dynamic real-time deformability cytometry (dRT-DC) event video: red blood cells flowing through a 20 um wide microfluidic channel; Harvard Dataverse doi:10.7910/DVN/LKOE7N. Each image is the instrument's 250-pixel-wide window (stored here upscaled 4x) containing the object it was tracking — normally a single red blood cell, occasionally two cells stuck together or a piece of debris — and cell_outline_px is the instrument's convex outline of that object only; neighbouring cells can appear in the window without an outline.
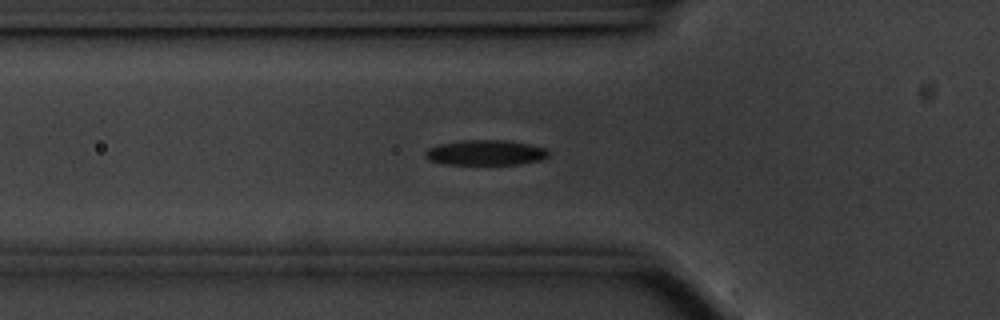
{"species": "common noctule bat (a hibernating species)", "species_latin": "Nyctalus noctula", "temperature_condition": "cold", "stored_images_in_passage": 35, "camera_frame_rate_fps": 3000, "um_per_image_px": 0.085, "animal": {"sex": "male", "body_mass_g": 20.1, "forearm_length_mm": 53.5}, "frame": {"image": 1, "passage_image": 5, "time_ms": 1.333, "image_size_px": [1000, 320], "cell_outline_px": [[548, 156], [540, 160], [520, 164], [444, 164], [428, 160], [424, 156], [424, 152], [428, 148], [440, 144], [464, 140], [504, 140], [528, 144], [548, 148]], "centroid_in_image_um": [41.26, 12.97], "position_along_channel_um": 84.5, "area_um2": 18.09}}
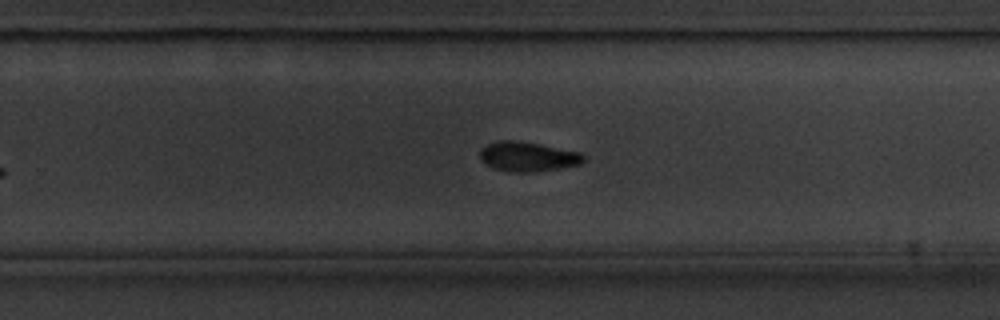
{"frame": {"image": 2, "passage_image": 22, "time_ms": 7.0, "image_size_px": [1000, 320], "cell_outline_px": [[584, 160], [580, 164], [560, 168], [532, 172], [508, 172], [492, 168], [484, 164], [480, 160], [480, 148], [488, 144], [500, 140], [516, 140], [540, 144], [580, 152], [584, 156]], "centroid_in_image_um": [44.81, 13.31], "position_along_channel_um": 285.0, "area_um2": 18.03}}
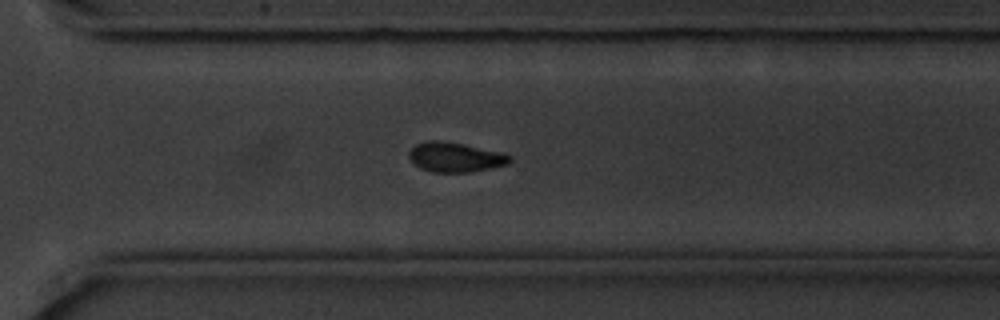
{"frame": {"image": 3, "passage_image": 26, "time_ms": 8.333, "image_size_px": [1000, 320], "cell_outline_px": [[512, 160], [508, 164], [472, 172], [432, 172], [420, 168], [408, 156], [408, 152], [416, 144], [428, 140], [440, 140], [464, 144], [504, 152], [512, 156]], "centroid_in_image_um": [38.73, 13.35], "position_along_channel_um": 331.9, "area_um2": 17.57}, "authors_computed_cell_mechanics": {"area_um2": 19.1318, "velocity_mm_per_s": 3.526, "shape_relaxation_time_tau1_ms": 2.3442, "shape_relaxation_time_tau2_ms": null, "deformation_change_tau1": 0.1154, "deformation_change_tau2": null}}